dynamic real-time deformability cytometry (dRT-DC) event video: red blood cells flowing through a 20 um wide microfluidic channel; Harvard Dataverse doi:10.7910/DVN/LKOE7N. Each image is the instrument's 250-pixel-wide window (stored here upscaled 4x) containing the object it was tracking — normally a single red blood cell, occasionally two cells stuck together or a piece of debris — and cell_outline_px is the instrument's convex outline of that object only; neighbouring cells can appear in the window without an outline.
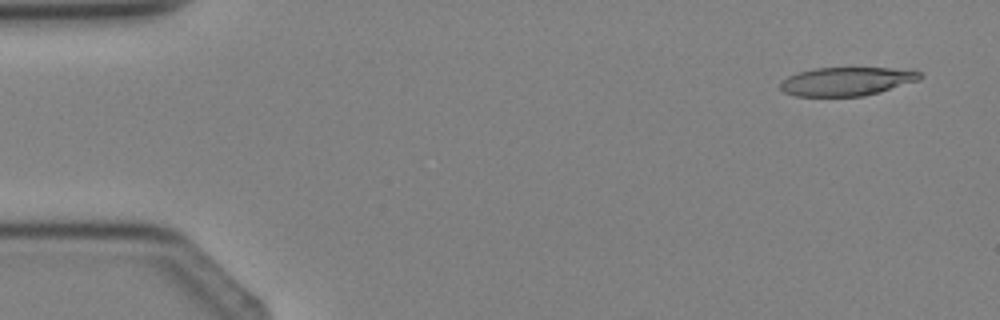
{"species": "Egyptian fruit bat (a non-hibernating species)", "species_latin": "Rousettus aegyptiacus", "temperature_condition": "cold", "stored_images_in_passage": 3, "camera_frame_rate_fps": 3000, "um_per_image_px": 0.085, "animal": {"sex": "female"}, "frame": {"image": 1, "passage_image": 1, "time_ms": 0.0, "image_size_px": [1000, 320], "cell_outline_px": [[924, 76], [920, 80], [880, 92], [864, 96], [796, 96], [784, 92], [780, 88], [780, 84], [788, 76], [800, 72], [816, 68], [888, 68], [920, 72]], "centroid_in_image_um": [71.98, 6.93], "position_along_channel_um": 13.0, "area_um2": 23.06}}